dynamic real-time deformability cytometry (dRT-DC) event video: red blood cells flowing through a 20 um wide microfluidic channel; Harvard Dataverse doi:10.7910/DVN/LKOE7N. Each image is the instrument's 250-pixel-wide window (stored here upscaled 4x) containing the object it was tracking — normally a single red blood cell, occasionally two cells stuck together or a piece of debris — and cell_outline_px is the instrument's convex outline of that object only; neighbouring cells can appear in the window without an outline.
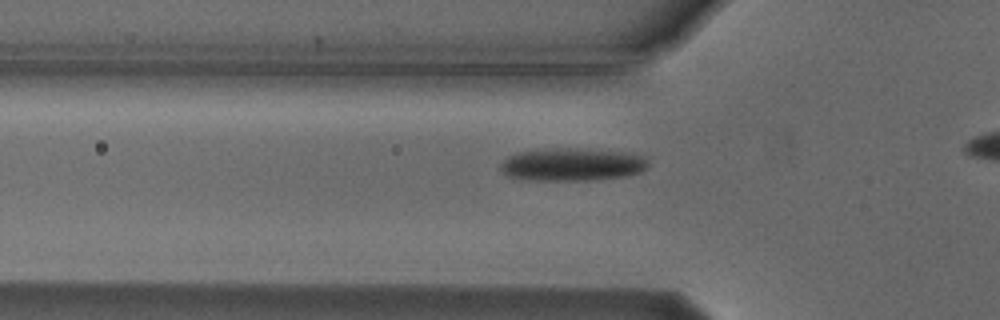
{"species": "Egyptian fruit bat (a non-hibernating species)", "species_latin": "Rousettus aegyptiacus", "temperature_condition": "cold", "stored_images_in_passage": 38, "camera_frame_rate_fps": 3000, "um_per_image_px": 0.085, "animal": {"sex": "male"}, "frame": {"image": 1, "passage_image": 11, "time_ms": 3.333, "image_size_px": [1000, 320], "cell_outline_px": [[648, 164], [640, 172], [620, 176], [588, 180], [528, 180], [508, 176], [500, 168], [500, 164], [508, 156], [516, 152], [560, 148], [628, 152], [640, 156], [648, 160]], "centroid_in_image_um": [48.58, 13.98], "position_along_channel_um": 77.2, "area_um2": 27.69}}
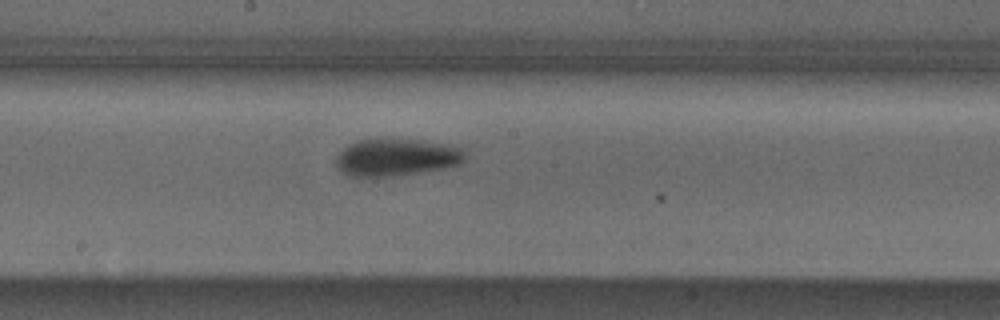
{"frame": {"image": 2, "passage_image": 22, "time_ms": 7.0, "image_size_px": [1000, 320], "cell_outline_px": [[464, 160], [460, 164], [444, 168], [388, 176], [348, 176], [336, 164], [336, 156], [348, 144], [356, 140], [384, 136], [424, 140], [452, 144], [460, 148], [464, 152]], "centroid_in_image_um": [33.69, 13.3], "position_along_channel_um": 214.5, "area_um2": 28.55}}
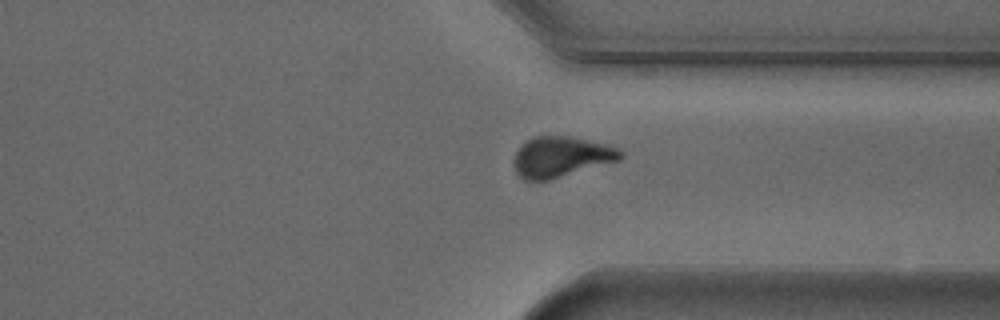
{"frame": {"image": 3, "passage_image": 34, "time_ms": 11.0, "image_size_px": [1000, 320], "cell_outline_px": [[624, 156], [620, 160], [548, 180], [524, 180], [516, 172], [516, 152], [528, 140], [536, 136], [568, 136], [608, 144], [620, 148], [624, 152]], "centroid_in_image_um": [47.78, 13.32], "position_along_channel_um": 363.6, "area_um2": 24.85}}